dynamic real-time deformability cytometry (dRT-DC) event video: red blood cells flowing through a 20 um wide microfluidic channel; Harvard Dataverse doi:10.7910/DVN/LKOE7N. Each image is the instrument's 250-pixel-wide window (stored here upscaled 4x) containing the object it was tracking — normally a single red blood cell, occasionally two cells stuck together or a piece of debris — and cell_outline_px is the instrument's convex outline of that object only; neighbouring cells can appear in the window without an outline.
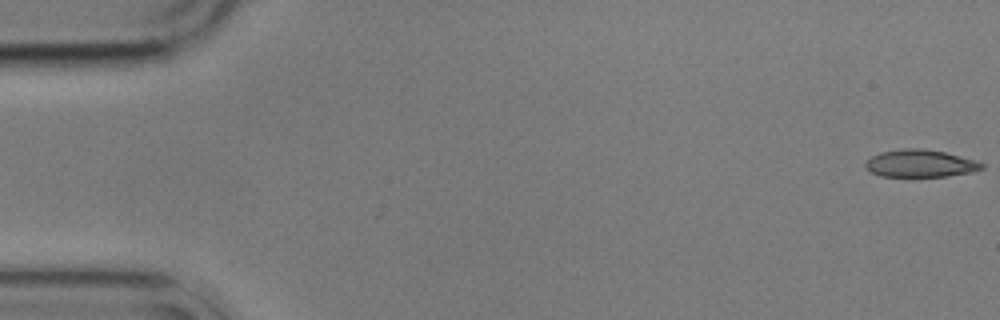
{"species": "common noctule bat (a hibernating species)", "species_latin": "Nyctalus noctula", "temperature_condition": "cold", "stored_images_in_passage": 9, "camera_frame_rate_fps": 3000, "um_per_image_px": 0.085, "animal": {"sex": "male", "body_mass_g": 17.9}, "frame": {"image": 1, "passage_image": 1, "time_ms": 0.0, "image_size_px": [1000, 320], "cell_outline_px": [[984, 168], [972, 172], [948, 176], [880, 176], [868, 172], [864, 168], [864, 164], [872, 156], [880, 152], [904, 148], [920, 148], [944, 152], [976, 160], [984, 164]], "centroid_in_image_um": [78.19, 13.89], "position_along_channel_um": 6.8, "area_um2": 18.67}}